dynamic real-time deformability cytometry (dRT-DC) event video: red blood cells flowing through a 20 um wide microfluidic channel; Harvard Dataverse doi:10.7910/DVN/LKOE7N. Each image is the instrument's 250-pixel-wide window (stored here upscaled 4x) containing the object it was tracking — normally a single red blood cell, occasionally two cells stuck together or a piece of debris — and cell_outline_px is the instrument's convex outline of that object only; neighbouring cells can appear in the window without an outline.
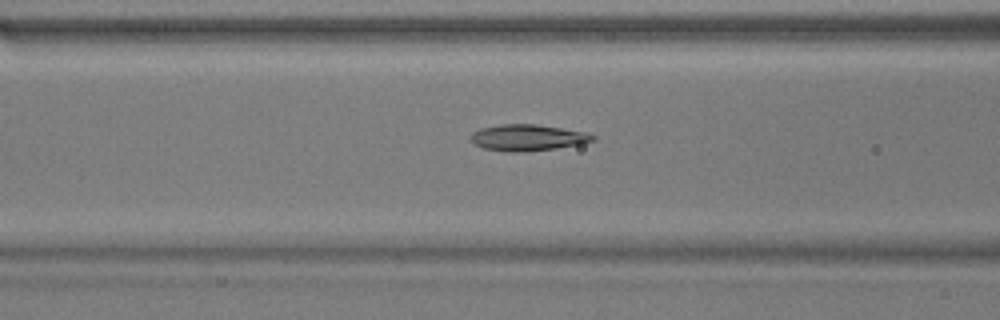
{"species": "common noctule bat (a hibernating species)", "species_latin": "Nyctalus noctula", "temperature_condition": "warm", "stored_images_in_passage": 43, "camera_frame_rate_fps": 3000, "um_per_image_px": 0.085, "animal": {"sex": "male", "body_mass_g": 17.9}, "frame": {"image": 1, "passage_image": 11, "time_ms": 3.333, "image_size_px": [1000, 320], "cell_outline_px": [[596, 140], [580, 144], [556, 148], [520, 152], [504, 152], [484, 148], [476, 144], [472, 140], [472, 132], [480, 128], [500, 124], [536, 124], [588, 132], [596, 136]], "centroid_in_image_um": [44.89, 11.69], "position_along_channel_um": 121.7, "area_um2": 18.73}}
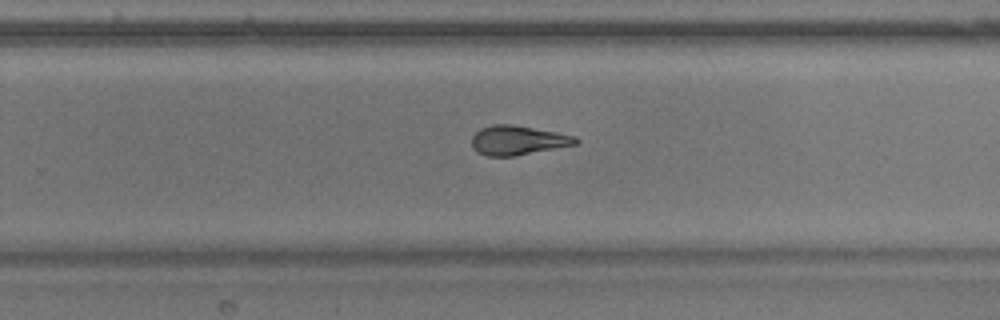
{"frame": {"image": 2, "passage_image": 24, "time_ms": 7.667, "image_size_px": [1000, 320], "cell_outline_px": [[580, 140], [576, 144], [516, 156], [488, 156], [476, 152], [472, 148], [472, 136], [480, 128], [492, 124], [512, 124], [556, 132], [576, 136]], "centroid_in_image_um": [43.99, 11.92], "position_along_channel_um": 285.8, "area_um2": 17.86}}
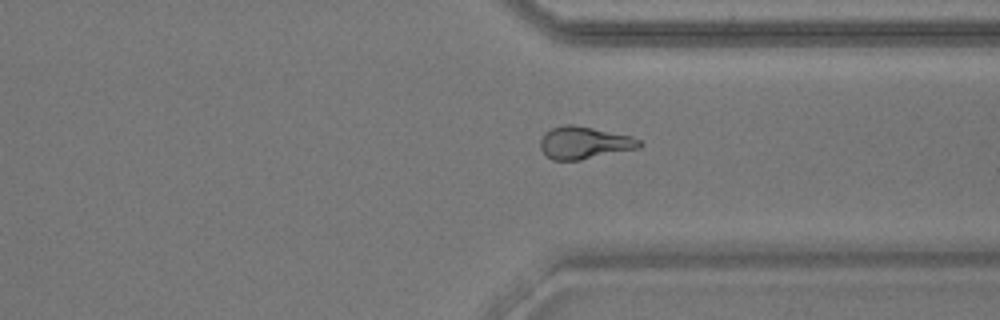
{"frame": {"image": 3, "passage_image": 30, "time_ms": 9.667, "image_size_px": [1000, 320], "cell_outline_px": [[644, 144], [640, 148], [580, 160], [552, 160], [540, 148], [540, 140], [544, 132], [552, 128], [564, 124], [572, 124], [632, 136], [640, 140]], "centroid_in_image_um": [49.67, 12.13], "position_along_channel_um": 361.7, "area_um2": 18.73}, "authors_computed_cell_mechanics": {"area_um2": 18.5538, "velocity_mm_per_s": 3.7831, "shape_relaxation_time_tau1_ms": 4.4728, "shape_relaxation_time_tau2_ms": 2.3046, "deformation_change_tau1": 0.1652, "deformation_change_tau2": 0.0826}}